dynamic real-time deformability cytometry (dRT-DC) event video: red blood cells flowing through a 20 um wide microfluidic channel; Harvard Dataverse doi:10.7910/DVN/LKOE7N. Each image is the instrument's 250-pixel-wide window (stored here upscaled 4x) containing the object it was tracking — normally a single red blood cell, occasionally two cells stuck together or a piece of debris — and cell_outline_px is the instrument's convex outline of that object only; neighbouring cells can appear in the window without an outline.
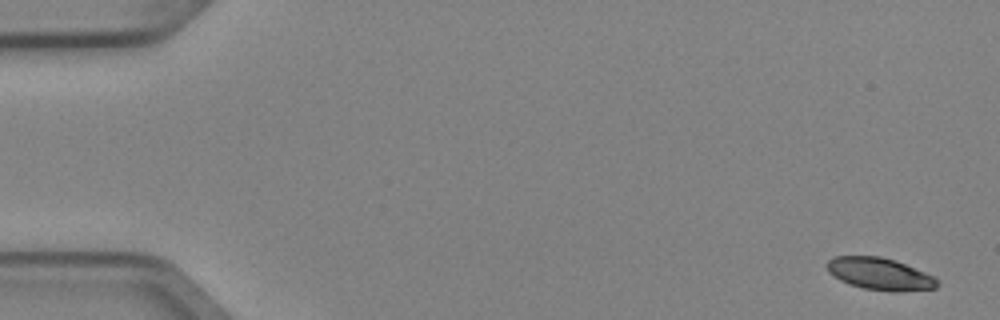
{"species": "Egyptian fruit bat (a non-hibernating species)", "species_latin": "Rousettus aegyptiacus", "temperature_condition": "cold", "stored_images_in_passage": 5, "segment_of_instrument_passage": [1, 2], "camera_frame_rate_fps": 3000, "um_per_image_px": 0.085, "animal": {"sex": "female"}, "frame": {"image": 1, "passage_image": 1, "time_ms": 0.0, "image_size_px": [1000, 320], "cell_outline_px": [[940, 284], [936, 288], [896, 292], [892, 292], [864, 288], [848, 284], [840, 280], [828, 272], [824, 264], [832, 256], [880, 256], [896, 260], [924, 272], [940, 280]], "centroid_in_image_um": [74.76, 23.27], "position_along_channel_um": 10.2, "area_um2": 20.87}}